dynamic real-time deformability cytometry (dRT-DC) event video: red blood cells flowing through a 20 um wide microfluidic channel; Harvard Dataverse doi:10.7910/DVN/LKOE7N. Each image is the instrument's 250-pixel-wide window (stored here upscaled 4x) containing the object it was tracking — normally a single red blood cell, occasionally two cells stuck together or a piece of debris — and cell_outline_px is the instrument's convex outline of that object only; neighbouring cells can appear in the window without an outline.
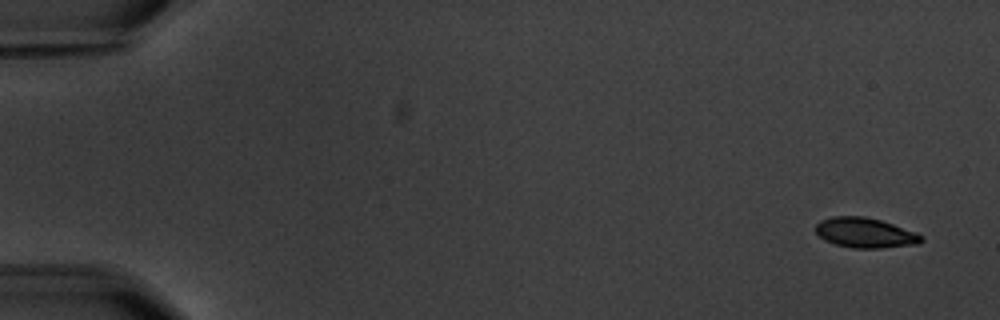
{"species": "common noctule bat (a hibernating species)", "species_latin": "Nyctalus noctula", "temperature_condition": "warm", "stored_images_in_passage": 5, "segment_of_instrument_passage": [1, 2], "camera_frame_rate_fps": 3000, "um_per_image_px": 0.085, "animal": {"sex": "male", "body_mass_g": 20.1, "forearm_length_mm": 53.5}, "frame": {"image": 1, "passage_image": 1, "time_ms": 0.0, "image_size_px": [1000, 320], "cell_outline_px": [[924, 240], [920, 244], [880, 248], [852, 248], [836, 244], [824, 240], [816, 232], [816, 224], [820, 220], [832, 216], [864, 216], [880, 220], [916, 232], [924, 236]], "centroid_in_image_um": [73.56, 19.79], "position_along_channel_um": 11.4, "area_um2": 18.55}}
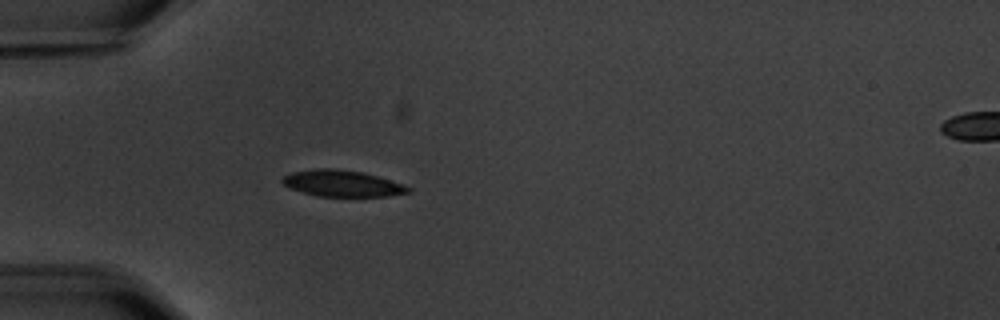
{"frame": {"image": 2, "passage_image": 4, "time_ms": 5.0, "image_size_px": [1000, 320], "cell_outline_px": [[412, 192], [388, 196], [320, 196], [288, 188], [280, 180], [284, 176], [292, 172], [316, 168], [336, 168], [364, 172], [404, 184], [412, 188]], "centroid_in_image_um": [29.11, 15.58], "position_along_channel_um": 55.9, "area_um2": 19.42}}